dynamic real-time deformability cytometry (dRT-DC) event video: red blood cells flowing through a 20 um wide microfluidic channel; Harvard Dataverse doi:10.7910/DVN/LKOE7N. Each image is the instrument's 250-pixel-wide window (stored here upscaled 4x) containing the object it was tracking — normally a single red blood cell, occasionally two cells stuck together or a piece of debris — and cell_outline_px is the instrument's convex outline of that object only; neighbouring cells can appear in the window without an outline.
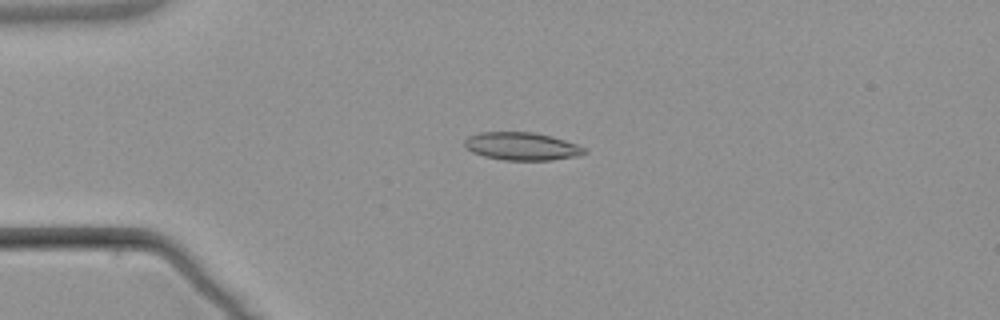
{"species": "common noctule bat (a hibernating species)", "species_latin": "Nyctalus noctula", "temperature_condition": "warm", "stored_images_in_passage": 4, "camera_frame_rate_fps": 3000, "um_per_image_px": 0.085, "animal": {"sex": "male", "body_mass_g": 21.5, "forearm_length_mm": 52.0}, "frame": {"image": 1, "passage_image": 4, "time_ms": 3.667, "image_size_px": [1000, 320], "cell_outline_px": [[588, 152], [580, 156], [552, 160], [504, 160], [484, 156], [472, 152], [464, 144], [464, 140], [468, 136], [480, 132], [532, 132], [552, 136], [588, 148]], "centroid_in_image_um": [44.4, 12.44], "position_along_channel_um": 40.6, "area_um2": 19.59}}